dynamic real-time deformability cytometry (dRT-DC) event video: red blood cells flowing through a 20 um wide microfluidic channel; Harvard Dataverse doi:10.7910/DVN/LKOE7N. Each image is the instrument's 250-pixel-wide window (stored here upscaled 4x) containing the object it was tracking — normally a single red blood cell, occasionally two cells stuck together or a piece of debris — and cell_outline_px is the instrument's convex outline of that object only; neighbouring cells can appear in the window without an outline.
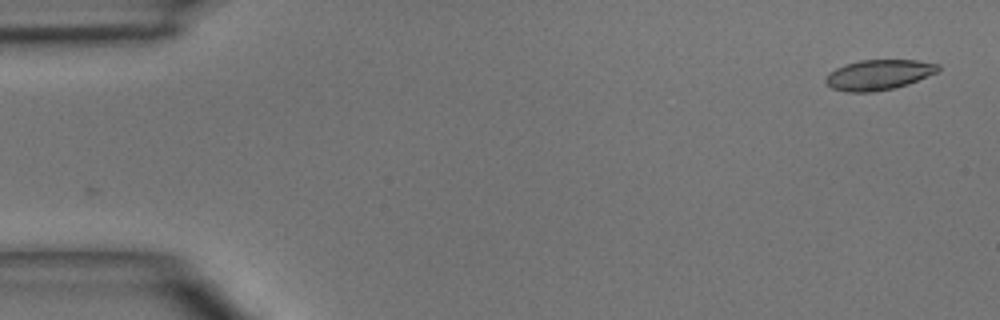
{"species": "common noctule bat (a hibernating species)", "species_latin": "Nyctalus noctula", "temperature_condition": "room temperature", "stored_images_in_passage": 2, "camera_frame_rate_fps": 3000, "um_per_image_px": 0.085, "animal": {"sex": "male", "body_mass_g": 15.6}, "frame": {"image": 1, "passage_image": 2, "time_ms": 1.333, "image_size_px": [1000, 320], "cell_outline_px": [[940, 68], [936, 72], [908, 84], [892, 88], [872, 92], [848, 92], [832, 88], [824, 80], [836, 68], [844, 64], [860, 60], [916, 60], [940, 64]], "centroid_in_image_um": [74.69, 6.35], "position_along_channel_um": 10.3, "area_um2": 19.54}}